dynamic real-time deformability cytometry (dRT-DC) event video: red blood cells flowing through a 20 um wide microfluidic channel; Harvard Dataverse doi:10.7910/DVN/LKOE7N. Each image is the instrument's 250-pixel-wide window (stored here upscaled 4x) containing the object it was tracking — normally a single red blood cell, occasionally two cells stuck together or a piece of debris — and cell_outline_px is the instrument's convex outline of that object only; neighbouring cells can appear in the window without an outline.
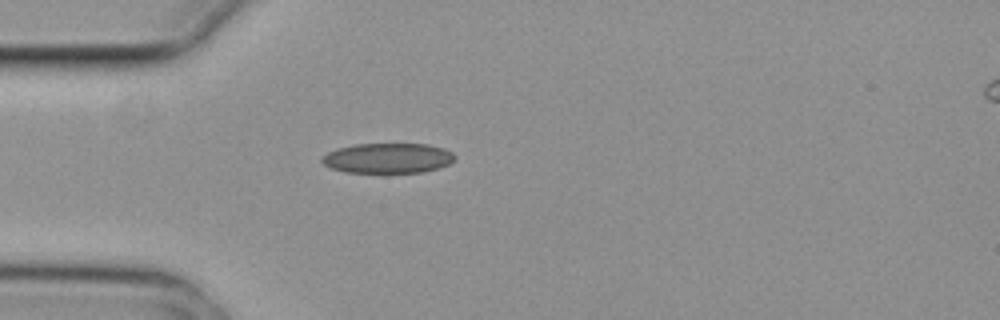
{"species": "common noctule bat (a hibernating species)", "species_latin": "Nyctalus noctula", "temperature_condition": "cold", "stored_images_in_passage": 1, "camera_frame_rate_fps": 3000, "um_per_image_px": 0.085, "animal": {"sex": "female", "body_mass_g": 29.2, "forearm_length_mm": 56.3}, "frame": {"image": 1, "passage_image": 1, "time_ms": 0.0, "image_size_px": [1000, 320], "cell_outline_px": [[456, 160], [440, 168], [420, 172], [344, 172], [332, 168], [324, 164], [320, 160], [328, 152], [336, 148], [356, 144], [428, 144], [444, 148], [452, 152], [456, 156]], "centroid_in_image_um": [33.0, 13.43], "position_along_channel_um": 52.0, "area_um2": 23.29}}